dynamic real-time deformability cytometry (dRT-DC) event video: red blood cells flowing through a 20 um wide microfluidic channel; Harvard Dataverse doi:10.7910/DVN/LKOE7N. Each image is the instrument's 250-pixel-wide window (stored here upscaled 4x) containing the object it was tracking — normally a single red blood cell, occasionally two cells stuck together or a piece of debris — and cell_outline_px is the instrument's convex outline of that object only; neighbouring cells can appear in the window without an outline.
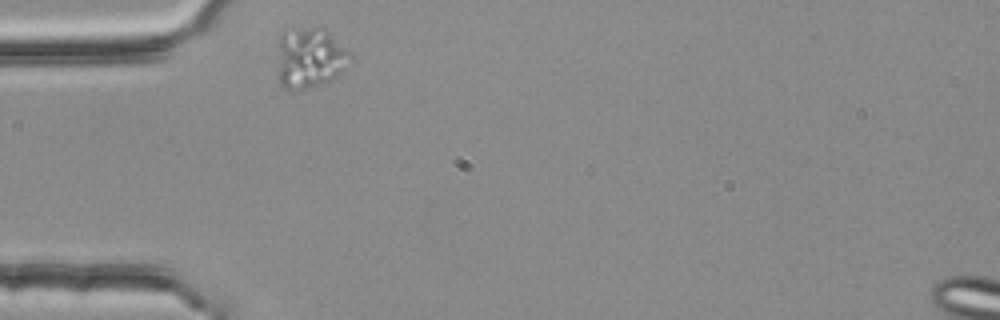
{"species": "common noctule bat (a hibernating species)", "species_latin": "Nyctalus noctula", "temperature_condition": "room temperature", "stored_images_in_passage": 2, "segment_of_instrument_passage": [1, 2], "camera_frame_rate_fps": 3000, "um_per_image_px": 0.085, "animal": {"sex": "female", "body_mass_g": 25.1}, "frame": {"image": 1, "passage_image": 1, "time_ms": 0.0, "image_size_px": [1000, 320], "cell_outline_px": [[352, 60], [336, 76], [324, 84], [304, 88], [284, 88], [280, 84], [280, 36], [284, 32], [296, 28], [324, 28], [352, 52]], "centroid_in_image_um": [26.42, 4.9], "position_along_channel_um": 58.6, "area_um2": 25.09}}